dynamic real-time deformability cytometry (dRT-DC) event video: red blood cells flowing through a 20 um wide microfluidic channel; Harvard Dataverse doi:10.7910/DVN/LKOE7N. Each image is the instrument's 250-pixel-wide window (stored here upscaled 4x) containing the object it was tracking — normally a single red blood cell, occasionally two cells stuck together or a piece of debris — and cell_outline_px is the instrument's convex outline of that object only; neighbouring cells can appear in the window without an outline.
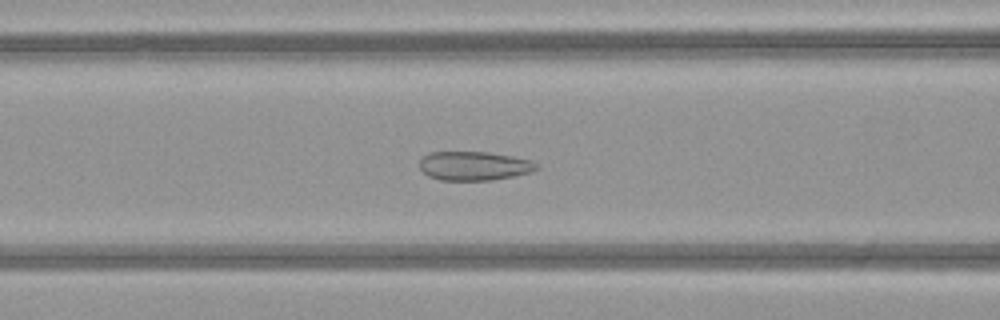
{"species": "common noctule bat (a hibernating species)", "species_latin": "Nyctalus noctula", "temperature_condition": "warm", "stored_images_in_passage": 32, "camera_frame_rate_fps": 3000, "um_per_image_px": 0.085, "animal": {"sex": "female", "body_mass_g": 21.9}, "frame": {"image": 1, "passage_image": 12, "time_ms": 3.667, "image_size_px": [1000, 320], "cell_outline_px": [[540, 168], [532, 172], [492, 180], [440, 180], [428, 176], [420, 168], [420, 160], [428, 152], [488, 152], [512, 156], [532, 160]], "centroid_in_image_um": [40.31, 14.1], "position_along_channel_um": 126.3, "area_um2": 19.77}}
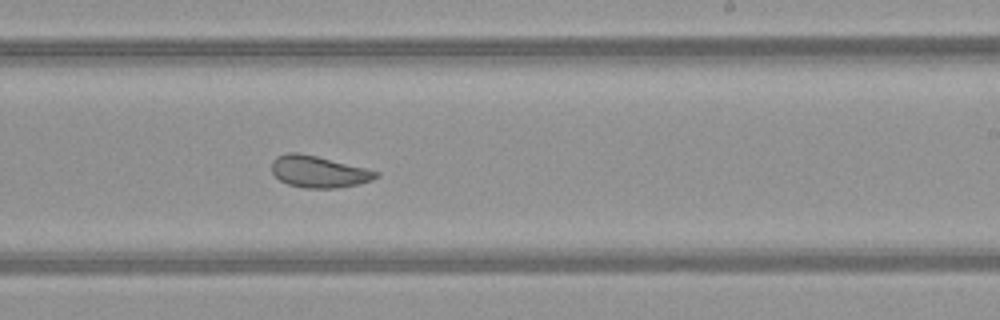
{"frame": {"image": 2, "passage_image": 22, "time_ms": 7.0, "image_size_px": [1000, 320], "cell_outline_px": [[380, 176], [372, 180], [356, 184], [336, 188], [304, 188], [288, 184], [280, 180], [272, 172], [272, 160], [276, 156], [288, 152], [300, 152], [380, 172]], "centroid_in_image_um": [27.06, 14.59], "position_along_channel_um": 261.9, "area_um2": 19.13}}
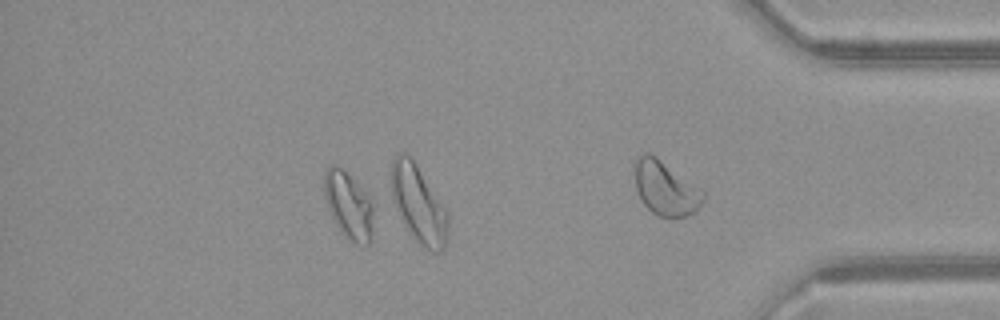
{"frame": {"image": 3, "passage_image": 31, "time_ms": 10.0, "image_size_px": [1000, 320], "cell_outline_px": [[372, 240], [368, 244], [356, 244], [348, 240], [340, 232], [328, 208], [324, 196], [324, 168], [340, 168], [356, 180], [368, 196], [372, 204]], "centroid_in_image_um": [29.63, 17.5], "position_along_channel_um": 405.6, "area_um2": 19.07}, "authors_computed_cell_mechanics": {"area_um2": 19.5653, "velocity_mm_per_s": 4.0727, "shape_relaxation_time_tau1_ms": 7.9544, "shape_relaxation_time_tau2_ms": 0.7082, "deformation_change_tau1": 0.1149, "deformation_change_tau2": 0.0622}}